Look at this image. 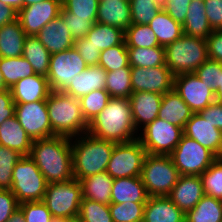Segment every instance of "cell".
<instances>
[{
  "mask_svg": "<svg viewBox=\"0 0 222 222\" xmlns=\"http://www.w3.org/2000/svg\"><path fill=\"white\" fill-rule=\"evenodd\" d=\"M72 138L52 136L34 140L29 153L47 183L73 179Z\"/></svg>",
  "mask_w": 222,
  "mask_h": 222,
  "instance_id": "6da1fadb",
  "label": "cell"
},
{
  "mask_svg": "<svg viewBox=\"0 0 222 222\" xmlns=\"http://www.w3.org/2000/svg\"><path fill=\"white\" fill-rule=\"evenodd\" d=\"M208 58L222 63V30H214L206 39Z\"/></svg>",
  "mask_w": 222,
  "mask_h": 222,
  "instance_id": "11a10c76",
  "label": "cell"
},
{
  "mask_svg": "<svg viewBox=\"0 0 222 222\" xmlns=\"http://www.w3.org/2000/svg\"><path fill=\"white\" fill-rule=\"evenodd\" d=\"M6 89H9V88L5 85L3 74L0 71V91L6 90Z\"/></svg>",
  "mask_w": 222,
  "mask_h": 222,
  "instance_id": "03108f58",
  "label": "cell"
},
{
  "mask_svg": "<svg viewBox=\"0 0 222 222\" xmlns=\"http://www.w3.org/2000/svg\"><path fill=\"white\" fill-rule=\"evenodd\" d=\"M218 159L222 160V150H221V153H220Z\"/></svg>",
  "mask_w": 222,
  "mask_h": 222,
  "instance_id": "003e7915",
  "label": "cell"
},
{
  "mask_svg": "<svg viewBox=\"0 0 222 222\" xmlns=\"http://www.w3.org/2000/svg\"><path fill=\"white\" fill-rule=\"evenodd\" d=\"M179 176L170 155L147 153L140 177L149 197L168 196Z\"/></svg>",
  "mask_w": 222,
  "mask_h": 222,
  "instance_id": "8992f818",
  "label": "cell"
},
{
  "mask_svg": "<svg viewBox=\"0 0 222 222\" xmlns=\"http://www.w3.org/2000/svg\"><path fill=\"white\" fill-rule=\"evenodd\" d=\"M220 73H222V63L209 58L194 72L214 93L220 87Z\"/></svg>",
  "mask_w": 222,
  "mask_h": 222,
  "instance_id": "bcb514c9",
  "label": "cell"
},
{
  "mask_svg": "<svg viewBox=\"0 0 222 222\" xmlns=\"http://www.w3.org/2000/svg\"><path fill=\"white\" fill-rule=\"evenodd\" d=\"M184 35L207 39L212 33L203 0H191L184 20Z\"/></svg>",
  "mask_w": 222,
  "mask_h": 222,
  "instance_id": "f1b7e54d",
  "label": "cell"
},
{
  "mask_svg": "<svg viewBox=\"0 0 222 222\" xmlns=\"http://www.w3.org/2000/svg\"><path fill=\"white\" fill-rule=\"evenodd\" d=\"M22 157L18 151L0 145V189H11L14 166Z\"/></svg>",
  "mask_w": 222,
  "mask_h": 222,
  "instance_id": "f6af8a7d",
  "label": "cell"
},
{
  "mask_svg": "<svg viewBox=\"0 0 222 222\" xmlns=\"http://www.w3.org/2000/svg\"><path fill=\"white\" fill-rule=\"evenodd\" d=\"M127 48H151L160 46L155 33L145 24H132L125 30Z\"/></svg>",
  "mask_w": 222,
  "mask_h": 222,
  "instance_id": "74e56055",
  "label": "cell"
},
{
  "mask_svg": "<svg viewBox=\"0 0 222 222\" xmlns=\"http://www.w3.org/2000/svg\"><path fill=\"white\" fill-rule=\"evenodd\" d=\"M87 67L88 65L74 47L51 54L47 74L51 91L64 92L73 83L76 74H80Z\"/></svg>",
  "mask_w": 222,
  "mask_h": 222,
  "instance_id": "8fae6325",
  "label": "cell"
},
{
  "mask_svg": "<svg viewBox=\"0 0 222 222\" xmlns=\"http://www.w3.org/2000/svg\"><path fill=\"white\" fill-rule=\"evenodd\" d=\"M212 30H222V0H203Z\"/></svg>",
  "mask_w": 222,
  "mask_h": 222,
  "instance_id": "db71d44e",
  "label": "cell"
},
{
  "mask_svg": "<svg viewBox=\"0 0 222 222\" xmlns=\"http://www.w3.org/2000/svg\"><path fill=\"white\" fill-rule=\"evenodd\" d=\"M131 67L152 68L165 65L164 46L127 48Z\"/></svg>",
  "mask_w": 222,
  "mask_h": 222,
  "instance_id": "d590c367",
  "label": "cell"
},
{
  "mask_svg": "<svg viewBox=\"0 0 222 222\" xmlns=\"http://www.w3.org/2000/svg\"><path fill=\"white\" fill-rule=\"evenodd\" d=\"M15 115V103L10 89L0 91V125Z\"/></svg>",
  "mask_w": 222,
  "mask_h": 222,
  "instance_id": "6f0895ef",
  "label": "cell"
},
{
  "mask_svg": "<svg viewBox=\"0 0 222 222\" xmlns=\"http://www.w3.org/2000/svg\"><path fill=\"white\" fill-rule=\"evenodd\" d=\"M25 222H50L53 218L43 201L23 202L19 204Z\"/></svg>",
  "mask_w": 222,
  "mask_h": 222,
  "instance_id": "681fc988",
  "label": "cell"
},
{
  "mask_svg": "<svg viewBox=\"0 0 222 222\" xmlns=\"http://www.w3.org/2000/svg\"><path fill=\"white\" fill-rule=\"evenodd\" d=\"M107 72L99 65L88 66L76 74L73 83L64 91L75 98H80L91 91L105 89Z\"/></svg>",
  "mask_w": 222,
  "mask_h": 222,
  "instance_id": "cb8c5ba5",
  "label": "cell"
},
{
  "mask_svg": "<svg viewBox=\"0 0 222 222\" xmlns=\"http://www.w3.org/2000/svg\"><path fill=\"white\" fill-rule=\"evenodd\" d=\"M99 66L106 72L116 71L129 65L128 51L125 41L100 52Z\"/></svg>",
  "mask_w": 222,
  "mask_h": 222,
  "instance_id": "60d3db41",
  "label": "cell"
},
{
  "mask_svg": "<svg viewBox=\"0 0 222 222\" xmlns=\"http://www.w3.org/2000/svg\"><path fill=\"white\" fill-rule=\"evenodd\" d=\"M42 1H45V0H23V7H27L35 3H40Z\"/></svg>",
  "mask_w": 222,
  "mask_h": 222,
  "instance_id": "e7e4bbea",
  "label": "cell"
},
{
  "mask_svg": "<svg viewBox=\"0 0 222 222\" xmlns=\"http://www.w3.org/2000/svg\"><path fill=\"white\" fill-rule=\"evenodd\" d=\"M162 94L139 91L132 93L128 98L131 105L134 126L138 130L158 117L162 102ZM139 126V127H138Z\"/></svg>",
  "mask_w": 222,
  "mask_h": 222,
  "instance_id": "ffe728a7",
  "label": "cell"
},
{
  "mask_svg": "<svg viewBox=\"0 0 222 222\" xmlns=\"http://www.w3.org/2000/svg\"><path fill=\"white\" fill-rule=\"evenodd\" d=\"M165 64L173 76L194 73L207 59L206 39L182 35L165 47Z\"/></svg>",
  "mask_w": 222,
  "mask_h": 222,
  "instance_id": "5b68a950",
  "label": "cell"
},
{
  "mask_svg": "<svg viewBox=\"0 0 222 222\" xmlns=\"http://www.w3.org/2000/svg\"><path fill=\"white\" fill-rule=\"evenodd\" d=\"M83 198L81 182L75 178L64 182L49 183L43 202L53 218L77 217Z\"/></svg>",
  "mask_w": 222,
  "mask_h": 222,
  "instance_id": "ba28073f",
  "label": "cell"
},
{
  "mask_svg": "<svg viewBox=\"0 0 222 222\" xmlns=\"http://www.w3.org/2000/svg\"><path fill=\"white\" fill-rule=\"evenodd\" d=\"M74 48L78 51L88 66L98 65L100 51L97 50V47L92 43H89V40L85 37L76 39L74 41Z\"/></svg>",
  "mask_w": 222,
  "mask_h": 222,
  "instance_id": "816d5d0a",
  "label": "cell"
},
{
  "mask_svg": "<svg viewBox=\"0 0 222 222\" xmlns=\"http://www.w3.org/2000/svg\"><path fill=\"white\" fill-rule=\"evenodd\" d=\"M50 222H82V220L77 216L67 219L52 218Z\"/></svg>",
  "mask_w": 222,
  "mask_h": 222,
  "instance_id": "be15d7a7",
  "label": "cell"
},
{
  "mask_svg": "<svg viewBox=\"0 0 222 222\" xmlns=\"http://www.w3.org/2000/svg\"><path fill=\"white\" fill-rule=\"evenodd\" d=\"M15 104L46 101L51 89L46 76L34 74L20 79L10 88Z\"/></svg>",
  "mask_w": 222,
  "mask_h": 222,
  "instance_id": "d6986e66",
  "label": "cell"
},
{
  "mask_svg": "<svg viewBox=\"0 0 222 222\" xmlns=\"http://www.w3.org/2000/svg\"><path fill=\"white\" fill-rule=\"evenodd\" d=\"M6 222H25L22 210L18 208Z\"/></svg>",
  "mask_w": 222,
  "mask_h": 222,
  "instance_id": "91938a15",
  "label": "cell"
},
{
  "mask_svg": "<svg viewBox=\"0 0 222 222\" xmlns=\"http://www.w3.org/2000/svg\"><path fill=\"white\" fill-rule=\"evenodd\" d=\"M191 0H164L162 9L176 22L183 24Z\"/></svg>",
  "mask_w": 222,
  "mask_h": 222,
  "instance_id": "f907efd6",
  "label": "cell"
},
{
  "mask_svg": "<svg viewBox=\"0 0 222 222\" xmlns=\"http://www.w3.org/2000/svg\"><path fill=\"white\" fill-rule=\"evenodd\" d=\"M85 38L101 52L122 44L125 41V31L115 26L95 22Z\"/></svg>",
  "mask_w": 222,
  "mask_h": 222,
  "instance_id": "1f68e13d",
  "label": "cell"
},
{
  "mask_svg": "<svg viewBox=\"0 0 222 222\" xmlns=\"http://www.w3.org/2000/svg\"><path fill=\"white\" fill-rule=\"evenodd\" d=\"M204 195L200 176L180 175L168 197L186 214L195 207Z\"/></svg>",
  "mask_w": 222,
  "mask_h": 222,
  "instance_id": "ac0fdd59",
  "label": "cell"
},
{
  "mask_svg": "<svg viewBox=\"0 0 222 222\" xmlns=\"http://www.w3.org/2000/svg\"><path fill=\"white\" fill-rule=\"evenodd\" d=\"M110 95L105 89L94 90L79 98L84 118L90 123L106 106Z\"/></svg>",
  "mask_w": 222,
  "mask_h": 222,
  "instance_id": "f35d334b",
  "label": "cell"
},
{
  "mask_svg": "<svg viewBox=\"0 0 222 222\" xmlns=\"http://www.w3.org/2000/svg\"><path fill=\"white\" fill-rule=\"evenodd\" d=\"M139 141L148 154L170 155L183 135V129L156 118L143 127Z\"/></svg>",
  "mask_w": 222,
  "mask_h": 222,
  "instance_id": "7c38bea8",
  "label": "cell"
},
{
  "mask_svg": "<svg viewBox=\"0 0 222 222\" xmlns=\"http://www.w3.org/2000/svg\"><path fill=\"white\" fill-rule=\"evenodd\" d=\"M99 0H62V7L74 17L97 19Z\"/></svg>",
  "mask_w": 222,
  "mask_h": 222,
  "instance_id": "c3c4849f",
  "label": "cell"
},
{
  "mask_svg": "<svg viewBox=\"0 0 222 222\" xmlns=\"http://www.w3.org/2000/svg\"><path fill=\"white\" fill-rule=\"evenodd\" d=\"M170 156L180 175L198 176L218 158L213 152L184 134Z\"/></svg>",
  "mask_w": 222,
  "mask_h": 222,
  "instance_id": "9c48e42d",
  "label": "cell"
},
{
  "mask_svg": "<svg viewBox=\"0 0 222 222\" xmlns=\"http://www.w3.org/2000/svg\"><path fill=\"white\" fill-rule=\"evenodd\" d=\"M0 71L3 74L5 85L9 89L20 79L35 74L31 64L23 56L12 58L0 57Z\"/></svg>",
  "mask_w": 222,
  "mask_h": 222,
  "instance_id": "e575fe53",
  "label": "cell"
},
{
  "mask_svg": "<svg viewBox=\"0 0 222 222\" xmlns=\"http://www.w3.org/2000/svg\"><path fill=\"white\" fill-rule=\"evenodd\" d=\"M19 208V203L11 190L0 189V222H6Z\"/></svg>",
  "mask_w": 222,
  "mask_h": 222,
  "instance_id": "f5cc1de1",
  "label": "cell"
},
{
  "mask_svg": "<svg viewBox=\"0 0 222 222\" xmlns=\"http://www.w3.org/2000/svg\"><path fill=\"white\" fill-rule=\"evenodd\" d=\"M83 198L102 204H111V189L114 179L105 171L80 180Z\"/></svg>",
  "mask_w": 222,
  "mask_h": 222,
  "instance_id": "f546056e",
  "label": "cell"
},
{
  "mask_svg": "<svg viewBox=\"0 0 222 222\" xmlns=\"http://www.w3.org/2000/svg\"><path fill=\"white\" fill-rule=\"evenodd\" d=\"M193 113L194 112L183 99L172 90L163 94L157 118L166 120L167 122L184 129L185 124L191 118Z\"/></svg>",
  "mask_w": 222,
  "mask_h": 222,
  "instance_id": "4316f807",
  "label": "cell"
},
{
  "mask_svg": "<svg viewBox=\"0 0 222 222\" xmlns=\"http://www.w3.org/2000/svg\"><path fill=\"white\" fill-rule=\"evenodd\" d=\"M128 98L111 97L107 106L89 123L87 132L114 143L137 139Z\"/></svg>",
  "mask_w": 222,
  "mask_h": 222,
  "instance_id": "7a4b0ae2",
  "label": "cell"
},
{
  "mask_svg": "<svg viewBox=\"0 0 222 222\" xmlns=\"http://www.w3.org/2000/svg\"><path fill=\"white\" fill-rule=\"evenodd\" d=\"M84 136V137H83ZM71 142L73 177L77 180L107 170L116 143L97 138L88 132Z\"/></svg>",
  "mask_w": 222,
  "mask_h": 222,
  "instance_id": "3957f363",
  "label": "cell"
},
{
  "mask_svg": "<svg viewBox=\"0 0 222 222\" xmlns=\"http://www.w3.org/2000/svg\"><path fill=\"white\" fill-rule=\"evenodd\" d=\"M155 33L160 46H166L183 34L182 24L174 21L163 9L148 24Z\"/></svg>",
  "mask_w": 222,
  "mask_h": 222,
  "instance_id": "4dcf8cb0",
  "label": "cell"
},
{
  "mask_svg": "<svg viewBox=\"0 0 222 222\" xmlns=\"http://www.w3.org/2000/svg\"><path fill=\"white\" fill-rule=\"evenodd\" d=\"M148 197L140 176L114 179L111 189V203H146Z\"/></svg>",
  "mask_w": 222,
  "mask_h": 222,
  "instance_id": "d4e9b609",
  "label": "cell"
},
{
  "mask_svg": "<svg viewBox=\"0 0 222 222\" xmlns=\"http://www.w3.org/2000/svg\"><path fill=\"white\" fill-rule=\"evenodd\" d=\"M47 181L30 156H23L12 172L11 192L19 204L23 202L43 201Z\"/></svg>",
  "mask_w": 222,
  "mask_h": 222,
  "instance_id": "52a82bcc",
  "label": "cell"
},
{
  "mask_svg": "<svg viewBox=\"0 0 222 222\" xmlns=\"http://www.w3.org/2000/svg\"><path fill=\"white\" fill-rule=\"evenodd\" d=\"M78 217L82 222H113L109 205L82 198Z\"/></svg>",
  "mask_w": 222,
  "mask_h": 222,
  "instance_id": "ee69618b",
  "label": "cell"
},
{
  "mask_svg": "<svg viewBox=\"0 0 222 222\" xmlns=\"http://www.w3.org/2000/svg\"><path fill=\"white\" fill-rule=\"evenodd\" d=\"M27 35L18 19L0 27V57H20Z\"/></svg>",
  "mask_w": 222,
  "mask_h": 222,
  "instance_id": "83f0119b",
  "label": "cell"
},
{
  "mask_svg": "<svg viewBox=\"0 0 222 222\" xmlns=\"http://www.w3.org/2000/svg\"><path fill=\"white\" fill-rule=\"evenodd\" d=\"M132 24L148 25L162 9L160 0H129Z\"/></svg>",
  "mask_w": 222,
  "mask_h": 222,
  "instance_id": "ab89813d",
  "label": "cell"
},
{
  "mask_svg": "<svg viewBox=\"0 0 222 222\" xmlns=\"http://www.w3.org/2000/svg\"><path fill=\"white\" fill-rule=\"evenodd\" d=\"M36 37L50 54L63 52L74 47L75 40L60 15L50 21Z\"/></svg>",
  "mask_w": 222,
  "mask_h": 222,
  "instance_id": "44dd1931",
  "label": "cell"
},
{
  "mask_svg": "<svg viewBox=\"0 0 222 222\" xmlns=\"http://www.w3.org/2000/svg\"><path fill=\"white\" fill-rule=\"evenodd\" d=\"M183 134L219 157L222 150V131L213 127V124L202 118L199 113L192 114L184 126Z\"/></svg>",
  "mask_w": 222,
  "mask_h": 222,
  "instance_id": "e0dca14e",
  "label": "cell"
},
{
  "mask_svg": "<svg viewBox=\"0 0 222 222\" xmlns=\"http://www.w3.org/2000/svg\"><path fill=\"white\" fill-rule=\"evenodd\" d=\"M7 6L14 8L17 12L23 8V0H0Z\"/></svg>",
  "mask_w": 222,
  "mask_h": 222,
  "instance_id": "94428289",
  "label": "cell"
},
{
  "mask_svg": "<svg viewBox=\"0 0 222 222\" xmlns=\"http://www.w3.org/2000/svg\"><path fill=\"white\" fill-rule=\"evenodd\" d=\"M216 102L222 104V73H220V87L215 92Z\"/></svg>",
  "mask_w": 222,
  "mask_h": 222,
  "instance_id": "6125c7cd",
  "label": "cell"
},
{
  "mask_svg": "<svg viewBox=\"0 0 222 222\" xmlns=\"http://www.w3.org/2000/svg\"><path fill=\"white\" fill-rule=\"evenodd\" d=\"M202 118L213 124V127L222 131V104L213 102L198 112Z\"/></svg>",
  "mask_w": 222,
  "mask_h": 222,
  "instance_id": "9f6ffc18",
  "label": "cell"
},
{
  "mask_svg": "<svg viewBox=\"0 0 222 222\" xmlns=\"http://www.w3.org/2000/svg\"><path fill=\"white\" fill-rule=\"evenodd\" d=\"M96 22L125 31L132 25L129 0H99Z\"/></svg>",
  "mask_w": 222,
  "mask_h": 222,
  "instance_id": "7402d4cb",
  "label": "cell"
},
{
  "mask_svg": "<svg viewBox=\"0 0 222 222\" xmlns=\"http://www.w3.org/2000/svg\"><path fill=\"white\" fill-rule=\"evenodd\" d=\"M15 116L32 141L55 136L46 101L15 104Z\"/></svg>",
  "mask_w": 222,
  "mask_h": 222,
  "instance_id": "4fadbf2b",
  "label": "cell"
},
{
  "mask_svg": "<svg viewBox=\"0 0 222 222\" xmlns=\"http://www.w3.org/2000/svg\"><path fill=\"white\" fill-rule=\"evenodd\" d=\"M173 90L194 113H198L216 101L213 90L194 73L175 76Z\"/></svg>",
  "mask_w": 222,
  "mask_h": 222,
  "instance_id": "5bb4252c",
  "label": "cell"
},
{
  "mask_svg": "<svg viewBox=\"0 0 222 222\" xmlns=\"http://www.w3.org/2000/svg\"><path fill=\"white\" fill-rule=\"evenodd\" d=\"M46 104L55 136L74 138L87 132L89 123L83 116L79 98L65 92L51 91Z\"/></svg>",
  "mask_w": 222,
  "mask_h": 222,
  "instance_id": "277c9868",
  "label": "cell"
},
{
  "mask_svg": "<svg viewBox=\"0 0 222 222\" xmlns=\"http://www.w3.org/2000/svg\"><path fill=\"white\" fill-rule=\"evenodd\" d=\"M60 16L63 18L74 40L84 38L96 22V19L74 17L72 13L63 7L61 8Z\"/></svg>",
  "mask_w": 222,
  "mask_h": 222,
  "instance_id": "7dc6e473",
  "label": "cell"
},
{
  "mask_svg": "<svg viewBox=\"0 0 222 222\" xmlns=\"http://www.w3.org/2000/svg\"><path fill=\"white\" fill-rule=\"evenodd\" d=\"M146 155L147 152L138 138L116 143L106 172L113 179L140 176Z\"/></svg>",
  "mask_w": 222,
  "mask_h": 222,
  "instance_id": "30bf717a",
  "label": "cell"
},
{
  "mask_svg": "<svg viewBox=\"0 0 222 222\" xmlns=\"http://www.w3.org/2000/svg\"><path fill=\"white\" fill-rule=\"evenodd\" d=\"M62 0H45L18 11L17 19L27 36H36L50 21L60 15Z\"/></svg>",
  "mask_w": 222,
  "mask_h": 222,
  "instance_id": "2e32d148",
  "label": "cell"
},
{
  "mask_svg": "<svg viewBox=\"0 0 222 222\" xmlns=\"http://www.w3.org/2000/svg\"><path fill=\"white\" fill-rule=\"evenodd\" d=\"M146 203H111L109 205L113 222H143Z\"/></svg>",
  "mask_w": 222,
  "mask_h": 222,
  "instance_id": "7bdbcfd3",
  "label": "cell"
},
{
  "mask_svg": "<svg viewBox=\"0 0 222 222\" xmlns=\"http://www.w3.org/2000/svg\"><path fill=\"white\" fill-rule=\"evenodd\" d=\"M18 12L0 1V27L17 19Z\"/></svg>",
  "mask_w": 222,
  "mask_h": 222,
  "instance_id": "680465c9",
  "label": "cell"
},
{
  "mask_svg": "<svg viewBox=\"0 0 222 222\" xmlns=\"http://www.w3.org/2000/svg\"><path fill=\"white\" fill-rule=\"evenodd\" d=\"M105 90L110 97L129 98L133 93L131 84V66L107 72Z\"/></svg>",
  "mask_w": 222,
  "mask_h": 222,
  "instance_id": "8d00e7d4",
  "label": "cell"
},
{
  "mask_svg": "<svg viewBox=\"0 0 222 222\" xmlns=\"http://www.w3.org/2000/svg\"><path fill=\"white\" fill-rule=\"evenodd\" d=\"M200 178L205 195L222 198V160L217 158Z\"/></svg>",
  "mask_w": 222,
  "mask_h": 222,
  "instance_id": "b9f144b4",
  "label": "cell"
},
{
  "mask_svg": "<svg viewBox=\"0 0 222 222\" xmlns=\"http://www.w3.org/2000/svg\"><path fill=\"white\" fill-rule=\"evenodd\" d=\"M221 200L204 195L192 210L185 214V222H221Z\"/></svg>",
  "mask_w": 222,
  "mask_h": 222,
  "instance_id": "836d02e7",
  "label": "cell"
},
{
  "mask_svg": "<svg viewBox=\"0 0 222 222\" xmlns=\"http://www.w3.org/2000/svg\"><path fill=\"white\" fill-rule=\"evenodd\" d=\"M131 84L133 93L144 91L163 95L173 90L174 76L166 64L152 68L131 67Z\"/></svg>",
  "mask_w": 222,
  "mask_h": 222,
  "instance_id": "9a60e30c",
  "label": "cell"
},
{
  "mask_svg": "<svg viewBox=\"0 0 222 222\" xmlns=\"http://www.w3.org/2000/svg\"><path fill=\"white\" fill-rule=\"evenodd\" d=\"M33 141L18 122L16 116L6 119L0 125V145L28 156Z\"/></svg>",
  "mask_w": 222,
  "mask_h": 222,
  "instance_id": "484cf974",
  "label": "cell"
},
{
  "mask_svg": "<svg viewBox=\"0 0 222 222\" xmlns=\"http://www.w3.org/2000/svg\"><path fill=\"white\" fill-rule=\"evenodd\" d=\"M50 53L36 36H27L22 56L27 59L35 74L47 77L50 65Z\"/></svg>",
  "mask_w": 222,
  "mask_h": 222,
  "instance_id": "d6a6232c",
  "label": "cell"
},
{
  "mask_svg": "<svg viewBox=\"0 0 222 222\" xmlns=\"http://www.w3.org/2000/svg\"><path fill=\"white\" fill-rule=\"evenodd\" d=\"M143 222H185V214L168 196H152L145 204Z\"/></svg>",
  "mask_w": 222,
  "mask_h": 222,
  "instance_id": "603a6c76",
  "label": "cell"
}]
</instances>
